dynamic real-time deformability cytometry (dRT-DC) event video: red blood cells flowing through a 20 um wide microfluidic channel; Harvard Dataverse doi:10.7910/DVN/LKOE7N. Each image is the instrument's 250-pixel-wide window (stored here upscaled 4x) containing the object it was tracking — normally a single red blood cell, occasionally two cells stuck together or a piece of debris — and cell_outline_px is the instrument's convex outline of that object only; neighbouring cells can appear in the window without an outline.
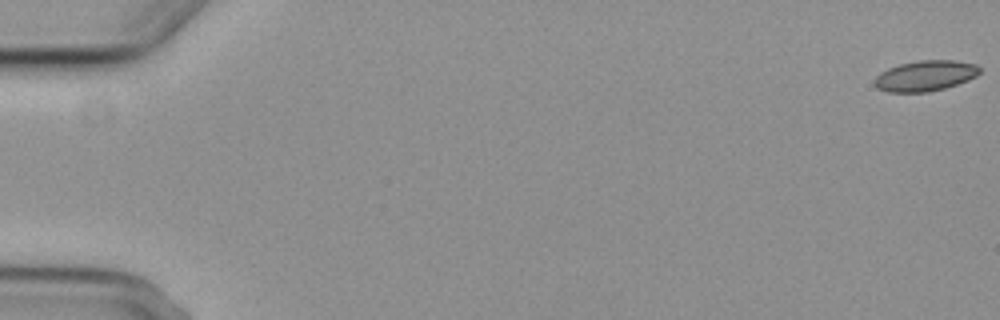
{"species": "common noctule bat (a hibernating species)", "species_latin": "Nyctalus noctula", "temperature_condition": "cold", "stored_images_in_passage": 3, "camera_frame_rate_fps": 3000, "um_per_image_px": 0.085, "animal": {"sex": "female", "body_mass_g": 29.2, "forearm_length_mm": 56.3}, "frame": {"image": 1, "passage_image": 1, "time_ms": 0.0, "image_size_px": [1000, 320], "cell_outline_px": [[980, 72], [976, 76], [968, 80], [944, 88], [928, 92], [888, 92], [876, 88], [876, 76], [880, 72], [888, 68], [900, 64], [920, 60], [952, 60], [976, 64], [980, 68]], "centroid_in_image_um": [78.65, 6.44], "position_along_channel_um": 6.3, "area_um2": 18.61}}